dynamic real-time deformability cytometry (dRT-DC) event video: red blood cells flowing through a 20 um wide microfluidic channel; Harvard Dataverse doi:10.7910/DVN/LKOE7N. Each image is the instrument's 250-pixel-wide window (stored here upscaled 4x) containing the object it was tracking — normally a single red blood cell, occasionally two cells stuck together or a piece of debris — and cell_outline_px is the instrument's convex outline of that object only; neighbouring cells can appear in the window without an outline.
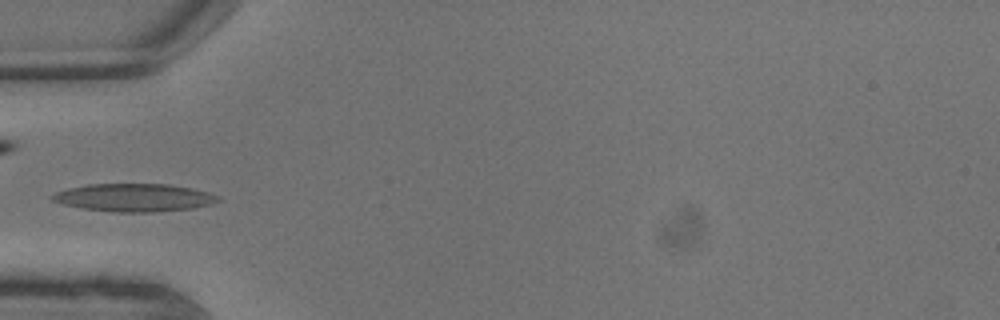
{"species": "common noctule bat (a hibernating species)", "species_latin": "Nyctalus noctula", "temperature_condition": "warm", "stored_images_in_passage": 8, "camera_frame_rate_fps": 3000, "um_per_image_px": 0.085, "animal": {"sex": "male", "body_mass_g": 13.3}, "frame": {"image": 1, "passage_image": 5, "time_ms": 1.333, "image_size_px": [1000, 320], "cell_outline_px": [[220, 200], [212, 204], [192, 208], [152, 212], [112, 212], [80, 208], [64, 204], [52, 200], [52, 196], [56, 192], [68, 188], [88, 184], [168, 184], [192, 188], [208, 192], [220, 196]], "centroid_in_image_um": [11.42, 16.79], "position_along_channel_um": 73.6, "area_um2": 26.93}}
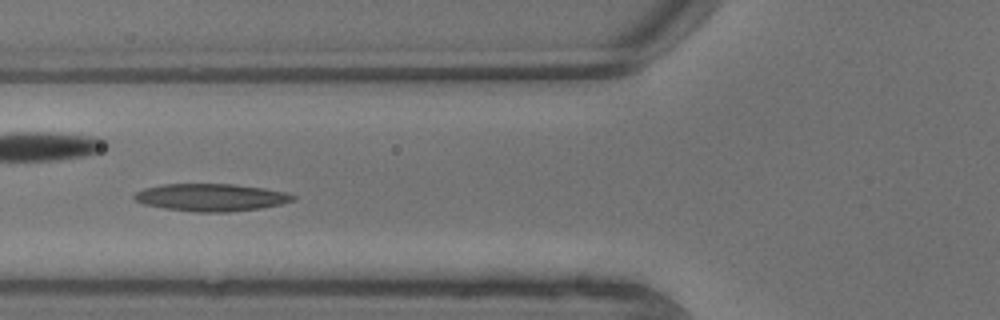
{"frame": {"image": 2, "passage_image": 6, "time_ms": 1.667, "image_size_px": [1000, 320], "cell_outline_px": [[296, 200], [280, 204], [260, 208], [228, 212], [192, 212], [164, 208], [144, 204], [136, 200], [132, 196], [136, 192], [144, 188], [164, 184], [236, 184], [264, 188], [288, 192], [296, 196]], "centroid_in_image_um": [17.96, 16.77], "position_along_channel_um": 107.8, "area_um2": 25.49}}